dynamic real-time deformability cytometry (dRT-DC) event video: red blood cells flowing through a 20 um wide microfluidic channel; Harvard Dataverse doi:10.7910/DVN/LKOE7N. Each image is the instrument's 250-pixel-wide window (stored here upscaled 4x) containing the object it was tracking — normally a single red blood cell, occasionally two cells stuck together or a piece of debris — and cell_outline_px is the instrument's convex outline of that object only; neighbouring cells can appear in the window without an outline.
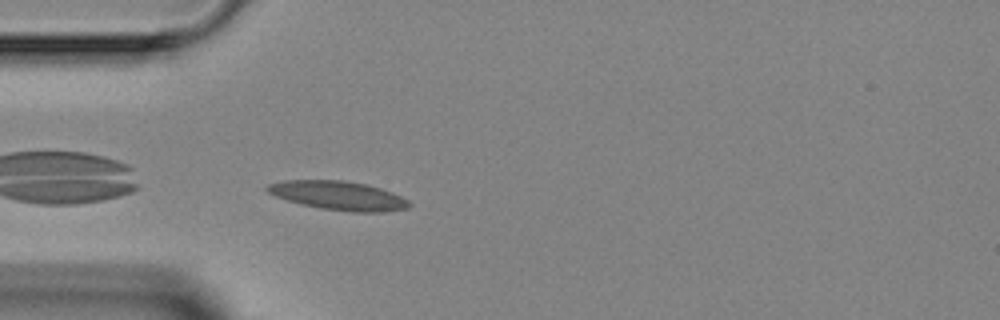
{"species": "Egyptian fruit bat (a non-hibernating species)", "species_latin": "Rousettus aegyptiacus", "temperature_condition": "room temperature", "stored_images_in_passage": 3, "camera_frame_rate_fps": 3000, "um_per_image_px": 0.085, "animal": {"sex": "female"}, "frame": {"image": 1, "passage_image": 3, "time_ms": 2.333, "image_size_px": [1000, 320], "cell_outline_px": [[412, 204], [408, 208], [384, 212], [352, 212], [320, 208], [300, 204], [276, 196], [268, 192], [264, 188], [268, 184], [284, 180], [344, 180], [364, 184], [380, 188], [392, 192], [408, 200]], "centroid_in_image_um": [28.77, 16.62], "position_along_channel_um": 56.2, "area_um2": 23.87}}